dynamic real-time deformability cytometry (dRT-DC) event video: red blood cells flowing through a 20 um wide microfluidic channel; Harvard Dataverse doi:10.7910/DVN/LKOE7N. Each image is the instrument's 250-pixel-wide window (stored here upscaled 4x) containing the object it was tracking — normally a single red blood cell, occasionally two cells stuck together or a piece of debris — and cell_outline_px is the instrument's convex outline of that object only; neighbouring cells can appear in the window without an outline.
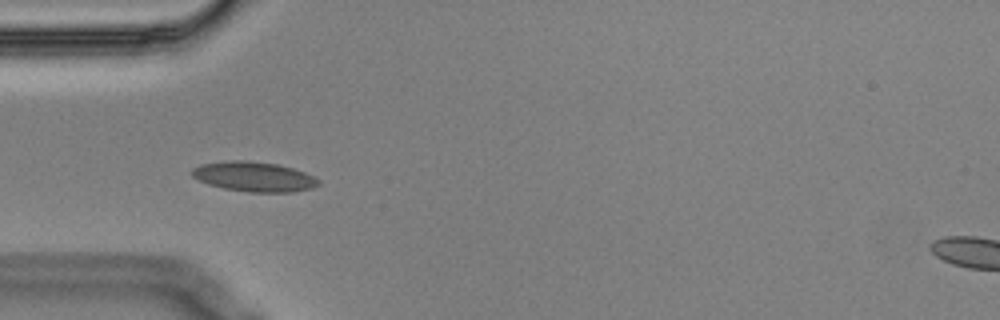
{"species": "Egyptian fruit bat (a non-hibernating species)", "species_latin": "Rousettus aegyptiacus", "temperature_condition": "cold", "stored_images_in_passage": 40, "segment_of_instrument_passage": [1, 2], "camera_frame_rate_fps": 3000, "um_per_image_px": 0.085, "animal": {"sex": "male"}, "frame": {"image": 1, "passage_image": 1, "time_ms": 0.0, "image_size_px": [1000, 320], "cell_outline_px": [[320, 184], [312, 188], [292, 192], [248, 192], [224, 188], [208, 184], [192, 176], [192, 168], [200, 164], [232, 160], [248, 160], [276, 164], [292, 168], [304, 172], [320, 180]], "centroid_in_image_um": [21.59, 15.01], "position_along_channel_um": 63.4, "area_um2": 21.91}}
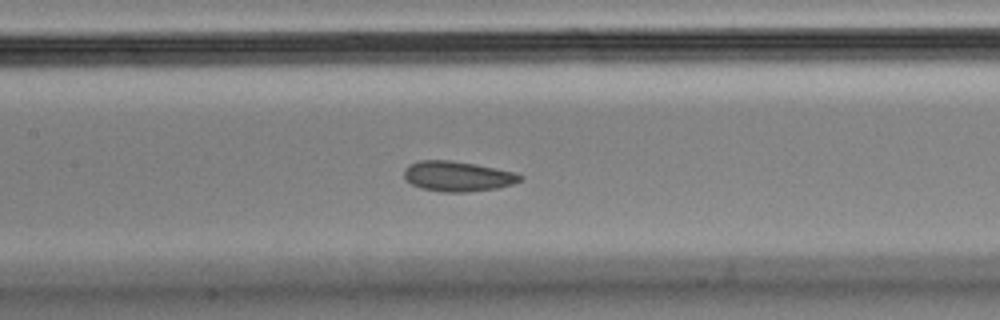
{"frame": {"image": 2, "passage_image": 10, "time_ms": 3.0, "image_size_px": [1000, 320], "cell_outline_px": [[524, 176], [520, 180], [512, 184], [496, 188], [464, 192], [444, 192], [420, 188], [412, 184], [404, 176], [404, 168], [408, 164], [420, 160], [452, 160], [476, 164], [516, 172]], "centroid_in_image_um": [38.89, 14.97], "position_along_channel_um": 168.5, "area_um2": 20.4}}
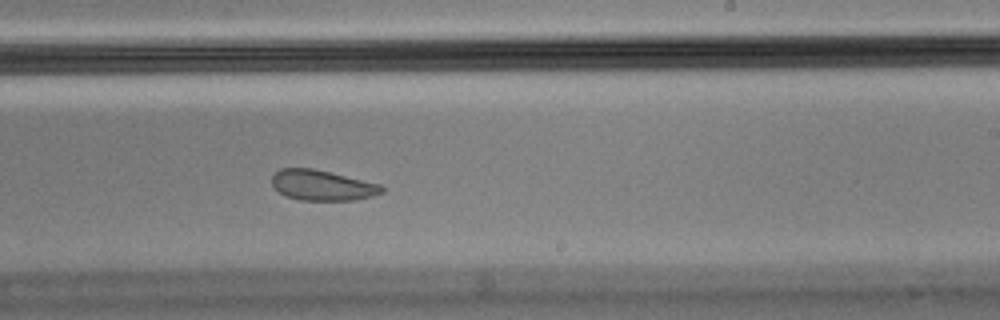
{"frame": {"image": 3, "passage_image": 18, "time_ms": 5.667, "image_size_px": [1000, 320], "cell_outline_px": [[384, 192], [372, 196], [352, 200], [300, 200], [284, 196], [272, 184], [272, 176], [280, 168], [312, 168], [380, 184], [384, 188]], "centroid_in_image_um": [27.37, 15.75], "position_along_channel_um": 261.6, "area_um2": 19.31}}